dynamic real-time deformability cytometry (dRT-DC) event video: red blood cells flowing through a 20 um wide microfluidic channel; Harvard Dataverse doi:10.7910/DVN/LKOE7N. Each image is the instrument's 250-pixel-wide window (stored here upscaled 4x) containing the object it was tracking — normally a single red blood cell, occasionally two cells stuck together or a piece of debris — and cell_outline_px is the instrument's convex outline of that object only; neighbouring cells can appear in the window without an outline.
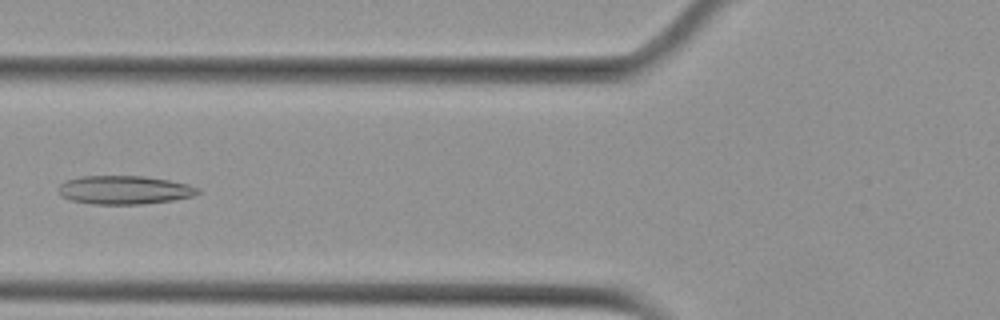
{"species": "Egyptian fruit bat (a non-hibernating species)", "species_latin": "Rousettus aegyptiacus", "temperature_condition": "cold", "stored_images_in_passage": 6, "camera_frame_rate_fps": 3000, "um_per_image_px": 0.085, "animal": {"sex": "female"}, "frame": {"image": 1, "passage_image": 5, "time_ms": 5.0, "image_size_px": [1000, 320], "cell_outline_px": [[200, 192], [196, 196], [172, 200], [140, 204], [92, 204], [72, 200], [60, 196], [56, 188], [60, 184], [68, 180], [80, 176], [144, 176], [168, 180], [188, 184], [200, 188]], "centroid_in_image_um": [10.57, 16.14], "position_along_channel_um": 115.2, "area_um2": 23.29}}
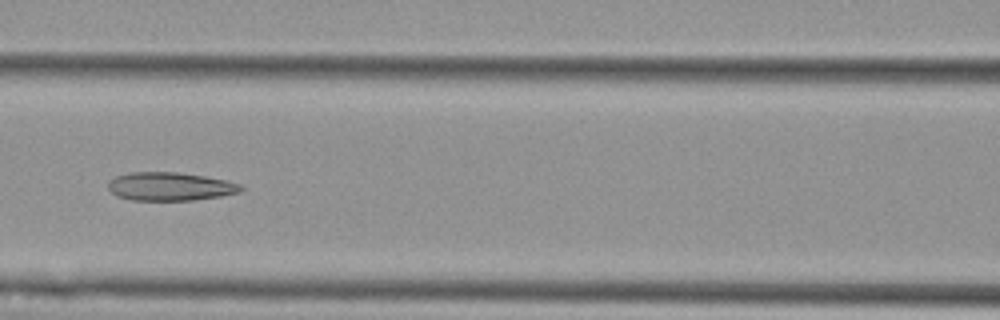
{"frame": {"image": 2, "passage_image": 6, "time_ms": 6.0, "image_size_px": [1000, 320], "cell_outline_px": [[244, 188], [240, 192], [220, 196], [196, 200], [132, 200], [116, 196], [108, 188], [108, 180], [116, 176], [132, 172], [176, 172], [204, 176], [224, 180], [240, 184]], "centroid_in_image_um": [14.43, 15.85], "position_along_channel_um": 152.2, "area_um2": 21.91}}